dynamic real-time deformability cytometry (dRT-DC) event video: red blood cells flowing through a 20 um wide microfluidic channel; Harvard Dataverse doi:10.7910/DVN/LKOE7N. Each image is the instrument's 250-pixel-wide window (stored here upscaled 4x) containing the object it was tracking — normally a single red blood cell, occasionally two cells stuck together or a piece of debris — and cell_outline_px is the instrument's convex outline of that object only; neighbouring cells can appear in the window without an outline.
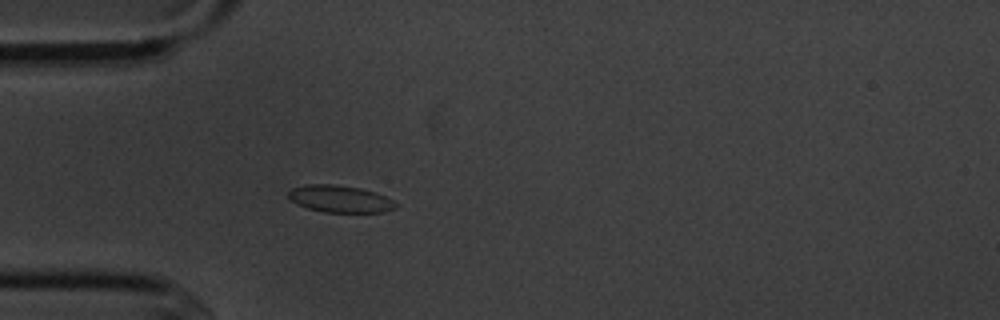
{"species": "common noctule bat (a hibernating species)", "species_latin": "Nyctalus noctula", "temperature_condition": "cold", "stored_images_in_passage": 3, "camera_frame_rate_fps": 3000, "um_per_image_px": 0.085, "animal": {"sex": "male", "body_mass_g": 20.1, "forearm_length_mm": 53.5}, "frame": {"image": 1, "passage_image": 3, "time_ms": 2.333, "image_size_px": [1000, 320], "cell_outline_px": [[400, 204], [396, 208], [384, 212], [324, 212], [308, 208], [296, 204], [288, 196], [288, 192], [292, 188], [308, 184], [332, 184], [360, 188], [376, 192]], "centroid_in_image_um": [28.92, 16.91], "position_along_channel_um": 56.1, "area_um2": 16.94}}